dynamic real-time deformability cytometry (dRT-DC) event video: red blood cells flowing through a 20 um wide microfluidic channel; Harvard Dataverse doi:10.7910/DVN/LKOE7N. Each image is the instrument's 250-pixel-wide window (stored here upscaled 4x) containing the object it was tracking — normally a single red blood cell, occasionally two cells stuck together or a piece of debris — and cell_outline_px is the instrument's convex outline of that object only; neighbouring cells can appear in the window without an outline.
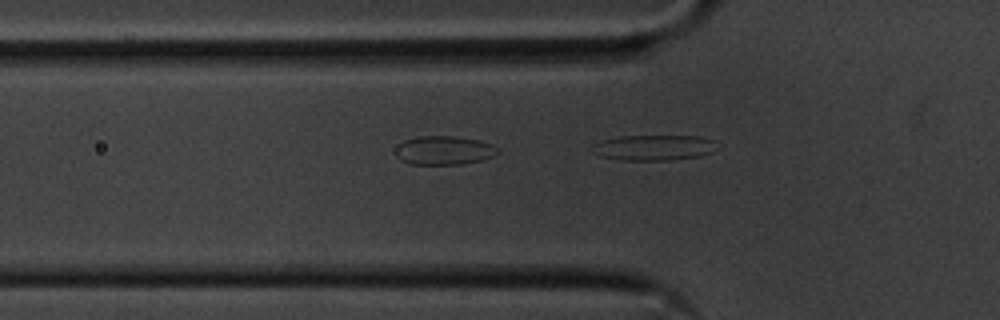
{"species": "common noctule bat (a hibernating species)", "species_latin": "Nyctalus noctula", "temperature_condition": "cold", "stored_images_in_passage": 17, "camera_frame_rate_fps": 3000, "um_per_image_px": 0.085, "animal": {"sex": "male", "body_mass_g": 20.1, "forearm_length_mm": 53.5}, "frame": {"image": 1, "passage_image": 17, "time_ms": 5.333, "image_size_px": [1000, 320], "cell_outline_px": [[712, 152], [700, 156], [668, 160], [620, 160], [600, 156], [592, 152], [592, 144], [604, 140], [620, 136], [700, 136], [712, 140]], "centroid_in_image_um": [55.49, 12.55], "position_along_channel_um": 70.3, "area_um2": 18.26}}